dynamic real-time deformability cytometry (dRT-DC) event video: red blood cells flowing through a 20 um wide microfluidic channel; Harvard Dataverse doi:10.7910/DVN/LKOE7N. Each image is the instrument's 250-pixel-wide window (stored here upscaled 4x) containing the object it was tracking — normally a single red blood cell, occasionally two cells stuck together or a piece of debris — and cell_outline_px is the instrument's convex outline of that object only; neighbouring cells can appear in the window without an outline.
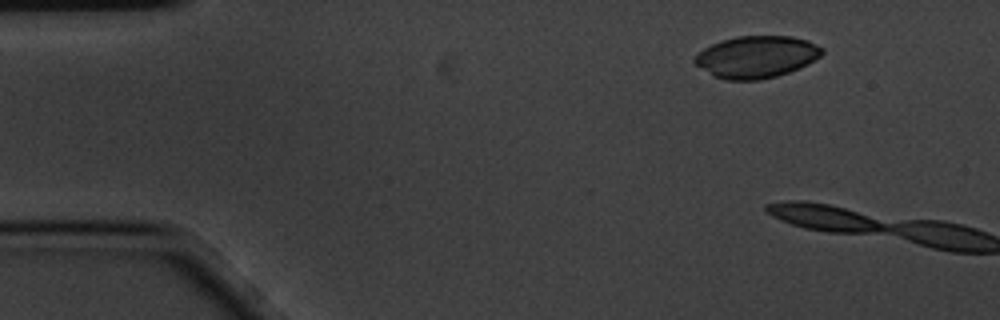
{"species": "common noctule bat (a hibernating species)", "species_latin": "Nyctalus noctula", "temperature_condition": "cold", "stored_images_in_passage": 2, "camera_frame_rate_fps": 3000, "um_per_image_px": 0.085, "animal": {"sex": "male", "body_mass_g": 20.1, "forearm_length_mm": 53.5}, "frame": {"image": 1, "passage_image": 1, "time_ms": 0.0, "image_size_px": [1000, 320], "cell_outline_px": [[824, 52], [820, 56], [808, 64], [788, 72], [776, 76], [760, 80], [724, 80], [712, 76], [696, 64], [692, 60], [704, 48], [720, 40], [736, 36], [792, 36], [808, 40], [824, 48]], "centroid_in_image_um": [64.3, 4.83], "position_along_channel_um": 20.7, "area_um2": 31.27}}